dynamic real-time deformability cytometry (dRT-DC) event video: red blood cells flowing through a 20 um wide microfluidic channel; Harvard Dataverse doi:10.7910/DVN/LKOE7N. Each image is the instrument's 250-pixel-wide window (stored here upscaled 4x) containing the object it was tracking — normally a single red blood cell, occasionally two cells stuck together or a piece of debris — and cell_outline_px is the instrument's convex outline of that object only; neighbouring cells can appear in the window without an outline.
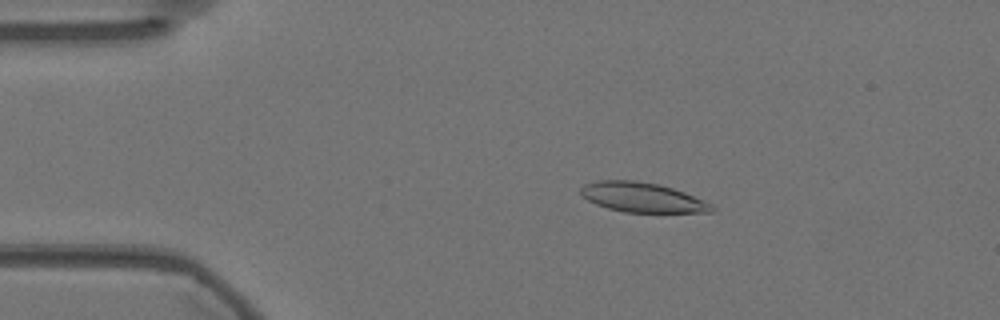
{"species": "Egyptian fruit bat (a non-hibernating species)", "species_latin": "Rousettus aegyptiacus", "temperature_condition": "warm", "stored_images_in_passage": 53, "camera_frame_rate_fps": 3000, "um_per_image_px": 0.085, "animal": {"sex": "female"}, "frame": {"image": 1, "passage_image": 7, "time_ms": 2.0, "image_size_px": [1000, 320], "cell_outline_px": [[716, 208], [712, 212], [624, 212], [608, 208], [596, 204], [580, 196], [580, 188], [584, 184], [596, 180], [636, 180], [660, 184], [684, 192], [712, 204]], "centroid_in_image_um": [54.56, 16.76], "position_along_channel_um": 30.4, "area_um2": 22.77}}
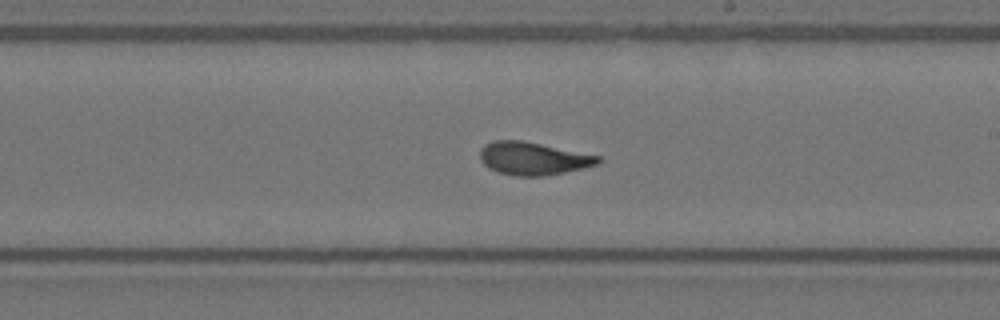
{"frame": {"image": 2, "passage_image": 29, "time_ms": 9.333, "image_size_px": [1000, 320], "cell_outline_px": [[600, 160], [596, 164], [584, 168], [544, 176], [516, 176], [496, 172], [488, 168], [480, 160], [480, 148], [484, 144], [492, 140], [520, 140], [600, 156]], "centroid_in_image_um": [45.24, 13.47], "position_along_channel_um": 243.8, "area_um2": 22.54}}
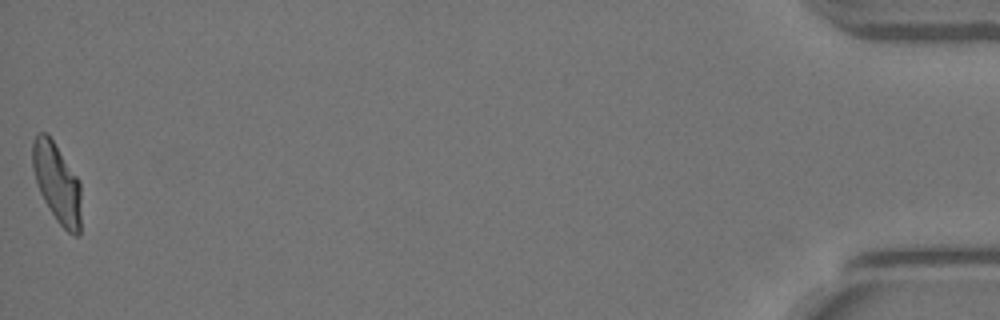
{"frame": {"image": 3, "passage_image": 53, "time_ms": 17.333, "image_size_px": [1000, 320], "cell_outline_px": [[80, 236], [72, 236], [56, 220], [44, 200], [40, 192], [32, 168], [32, 140], [40, 132], [48, 132], [80, 180]], "centroid_in_image_um": [4.85, 15.52], "position_along_channel_um": 430.4, "area_um2": 22.72}, "authors_computed_cell_mechanics": {"area_um2": 22.7732, "velocity_mm_per_s": 3.5719, "shape_relaxation_time_tau1_ms": 10.6104, "shape_relaxation_time_tau2_ms": 1.512, "deformation_change_tau1": 0.2843, "deformation_change_tau2": 0.0822}}